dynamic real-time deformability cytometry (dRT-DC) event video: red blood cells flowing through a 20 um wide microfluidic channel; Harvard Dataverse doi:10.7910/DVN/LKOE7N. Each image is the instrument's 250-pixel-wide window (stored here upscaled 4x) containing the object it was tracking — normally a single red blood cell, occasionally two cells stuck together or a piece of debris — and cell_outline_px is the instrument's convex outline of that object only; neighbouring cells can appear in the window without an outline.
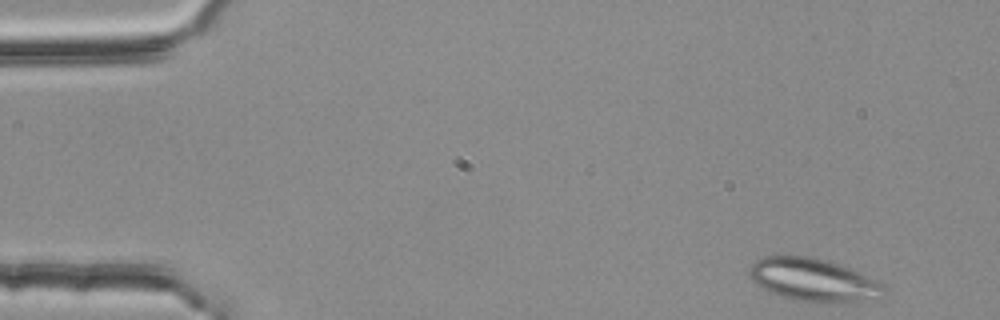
{"species": "common noctule bat (a hibernating species)", "species_latin": "Nyctalus noctula", "temperature_condition": "room temperature", "stored_images_in_passage": 48, "camera_frame_rate_fps": 3000, "um_per_image_px": 0.085, "animal": {"sex": "female", "body_mass_g": 25.1}, "frame": {"image": 1, "passage_image": 1, "time_ms": 0.0, "image_size_px": [1000, 320], "cell_outline_px": [[888, 288], [880, 300], [800, 300], [780, 296], [760, 288], [748, 276], [748, 272], [752, 264], [756, 260], [764, 256], [776, 252], [812, 256], [828, 260], [840, 264], [860, 272], [884, 284]], "centroid_in_image_um": [69.1, 23.71], "position_along_channel_um": 15.9, "area_um2": 34.04}}
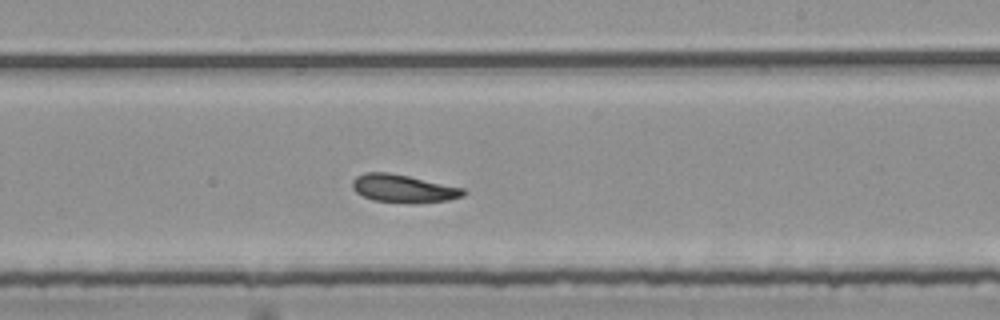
{"frame": {"image": 2, "passage_image": 29, "time_ms": 9.333, "image_size_px": [1000, 320], "cell_outline_px": [[468, 192], [464, 196], [448, 200], [416, 204], [412, 204], [372, 200], [356, 192], [352, 188], [352, 180], [356, 176], [364, 172], [388, 172], [408, 176], [464, 188]], "centroid_in_image_um": [34.3, 16.04], "position_along_channel_um": 254.7, "area_um2": 18.32}}
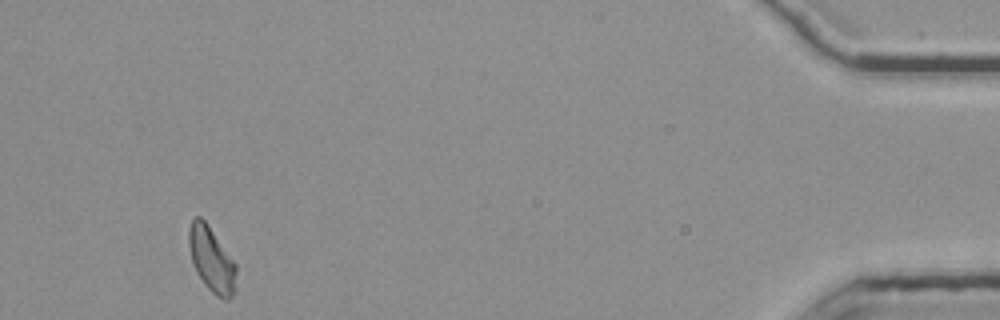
{"frame": {"image": 3, "passage_image": 48, "time_ms": 15.667, "image_size_px": [1000, 320], "cell_outline_px": [[236, 288], [232, 296], [228, 300], [224, 300], [216, 296], [204, 284], [192, 260], [188, 244], [188, 232], [192, 220], [196, 216], [200, 216], [208, 224], [236, 264]], "centroid_in_image_um": [18.0, 22.07], "position_along_channel_um": 417.2, "area_um2": 17.8}, "authors_computed_cell_mechanics": {"area_um2": 18.4382, "velocity_mm_per_s": 3.7615, "shape_relaxation_time_tau1_ms": 5.4005, "shape_relaxation_time_tau2_ms": 3.8201, "deformation_change_tau1": 0.1219, "deformation_change_tau2": 0.117}}